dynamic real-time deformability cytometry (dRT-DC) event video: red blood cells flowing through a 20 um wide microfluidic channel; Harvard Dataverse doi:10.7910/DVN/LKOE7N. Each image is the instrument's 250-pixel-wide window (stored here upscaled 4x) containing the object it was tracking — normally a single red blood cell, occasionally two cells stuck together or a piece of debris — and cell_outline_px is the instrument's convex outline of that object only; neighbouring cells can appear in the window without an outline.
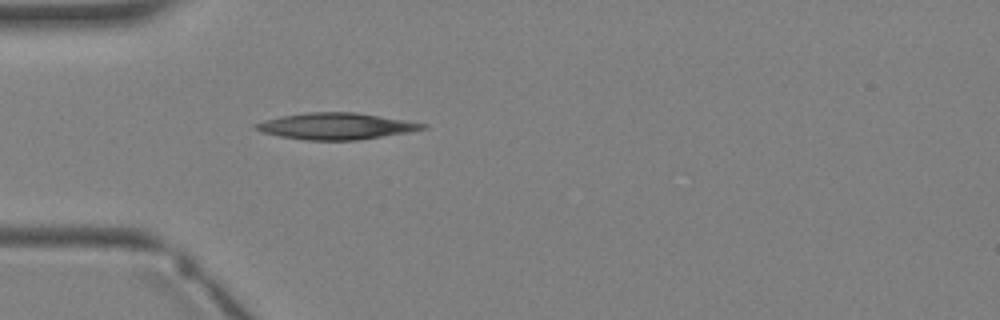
{"species": "Egyptian fruit bat (a non-hibernating species)", "species_latin": "Rousettus aegyptiacus", "temperature_condition": "warm", "stored_images_in_passage": 2, "camera_frame_rate_fps": 3000, "um_per_image_px": 0.085, "animal": {"sex": "female"}, "frame": {"image": 1, "passage_image": 2, "time_ms": 1.0, "image_size_px": [1000, 320], "cell_outline_px": [[428, 128], [408, 132], [356, 140], [308, 140], [280, 136], [264, 132], [256, 128], [252, 124], [264, 120], [280, 116], [304, 112], [356, 112], [408, 120], [428, 124]], "centroid_in_image_um": [28.59, 10.71], "position_along_channel_um": 56.4, "area_um2": 25.72}}